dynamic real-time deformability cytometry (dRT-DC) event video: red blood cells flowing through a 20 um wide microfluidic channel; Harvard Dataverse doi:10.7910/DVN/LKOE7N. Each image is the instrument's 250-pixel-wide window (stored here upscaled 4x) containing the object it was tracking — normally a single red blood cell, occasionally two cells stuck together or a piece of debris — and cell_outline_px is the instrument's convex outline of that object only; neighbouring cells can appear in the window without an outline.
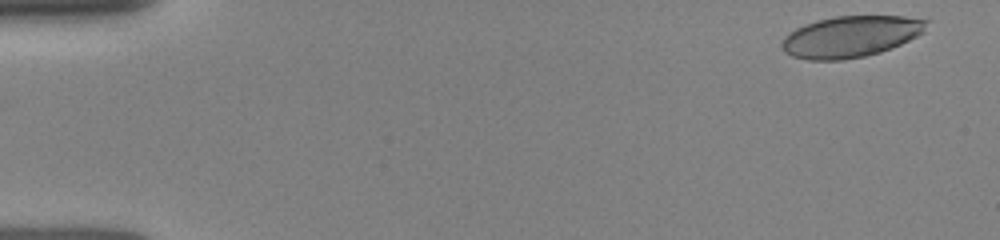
{"species": "human", "species_latin": "Homo sapiens", "temperature_condition": "room temperature", "stored_images_in_passage": 40, "camera_frame_rate_fps": 3000, "um_per_image_px": 0.085, "donor": {"sex": "female"}, "frame": {"image": 1, "passage_image": 1, "time_ms": 0.0, "image_size_px": [1000, 240], "cell_outline_px": [[932, 20], [924, 32], [892, 48], [880, 52], [864, 56], [840, 60], [808, 60], [792, 56], [784, 52], [780, 44], [784, 36], [796, 28], [804, 24], [816, 20], [836, 16], [904, 16]], "centroid_in_image_um": [72.31, 3.1], "position_along_channel_um": 12.7, "area_um2": 35.03}}
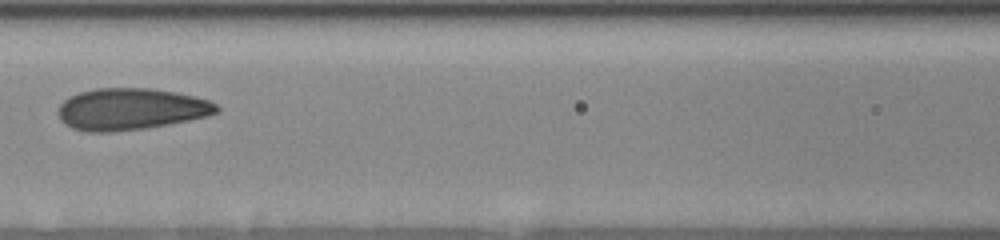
{"frame": {"image": 2, "passage_image": 24, "time_ms": 6.667, "image_size_px": [1000, 240], "cell_outline_px": [[220, 112], [208, 116], [168, 124], [144, 128], [112, 132], [84, 132], [72, 128], [64, 124], [60, 120], [56, 112], [60, 104], [68, 96], [80, 92], [96, 88], [148, 88], [176, 92], [208, 100], [216, 104], [220, 108]], "centroid_in_image_um": [11.08, 9.28], "position_along_channel_um": 155.5, "area_um2": 38.73}}
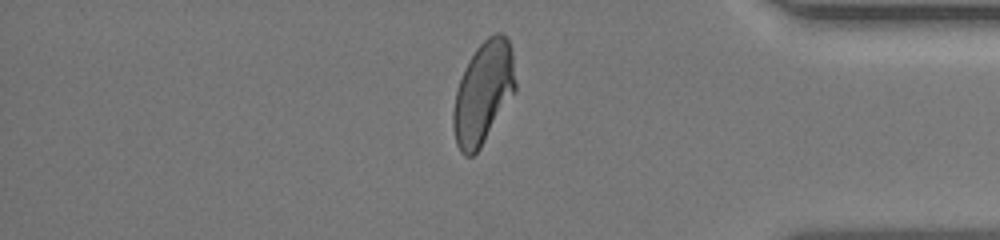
{"frame": {"image": 3, "passage_image": 36, "time_ms": 13.0, "image_size_px": [1000, 240], "cell_outline_px": [[516, 92], [480, 148], [472, 156], [464, 156], [460, 152], [456, 144], [452, 128], [452, 112], [456, 92], [464, 68], [476, 48], [488, 36], [496, 32], [500, 32], [508, 40], [512, 48], [516, 84]], "centroid_in_image_um": [41.07, 7.9], "position_along_channel_um": 394.1, "area_um2": 37.28}}